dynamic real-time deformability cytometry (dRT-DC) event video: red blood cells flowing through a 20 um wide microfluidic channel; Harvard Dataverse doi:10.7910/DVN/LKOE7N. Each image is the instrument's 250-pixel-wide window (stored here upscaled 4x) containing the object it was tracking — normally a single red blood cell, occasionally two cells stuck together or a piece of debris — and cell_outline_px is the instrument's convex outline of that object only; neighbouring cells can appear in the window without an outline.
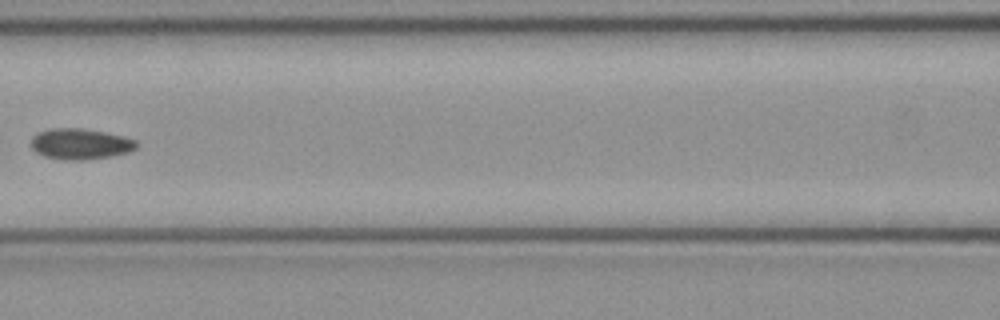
{"species": "common noctule bat (a hibernating species)", "species_latin": "Nyctalus noctula", "temperature_condition": "cold", "stored_images_in_passage": 7, "camera_frame_rate_fps": 3000, "um_per_image_px": 0.085, "animal": {"sex": "female", "body_mass_g": 21.9}, "frame": {"image": 1, "passage_image": 6, "time_ms": 1.667, "image_size_px": [1000, 320], "cell_outline_px": [[140, 144], [136, 148], [128, 152], [112, 156], [80, 160], [64, 160], [44, 156], [36, 152], [32, 148], [32, 136], [36, 132], [48, 128], [80, 128], [104, 132], [124, 136], [136, 140]], "centroid_in_image_um": [6.82, 12.22], "position_along_channel_um": 159.8, "area_um2": 19.07}}
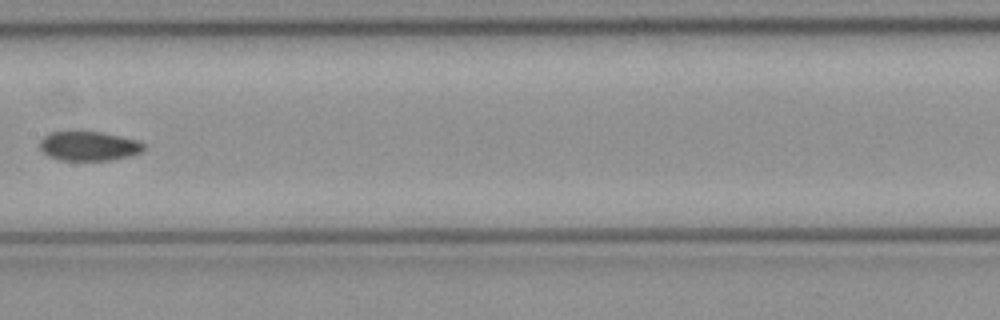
{"frame": {"image": 2, "passage_image": 7, "time_ms": 2.0, "image_size_px": [1000, 320], "cell_outline_px": [[144, 148], [140, 152], [128, 156], [112, 160], [60, 160], [48, 156], [40, 148], [40, 140], [48, 132], [100, 132], [140, 140], [144, 144]], "centroid_in_image_um": [7.54, 12.41], "position_along_channel_um": 199.9, "area_um2": 17.69}}